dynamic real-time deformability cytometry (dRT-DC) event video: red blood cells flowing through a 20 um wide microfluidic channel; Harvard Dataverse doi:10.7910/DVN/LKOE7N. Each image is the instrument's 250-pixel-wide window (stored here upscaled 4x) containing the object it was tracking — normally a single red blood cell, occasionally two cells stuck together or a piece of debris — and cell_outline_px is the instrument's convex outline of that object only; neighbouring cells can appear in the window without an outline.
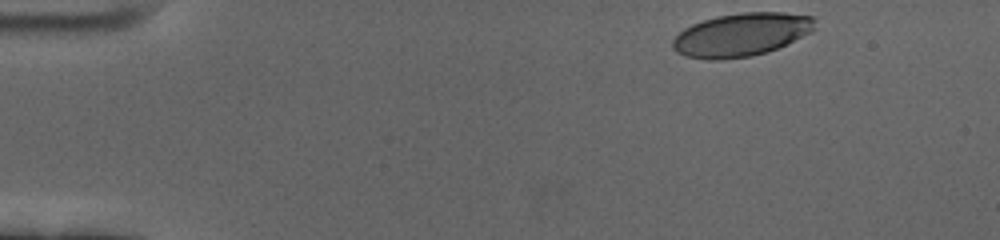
{"species": "human", "species_latin": "Homo sapiens", "temperature_condition": "cold", "stored_images_in_passage": 53, "camera_frame_rate_fps": 3000, "um_per_image_px": 0.085, "donor": {"sex": "female"}, "frame": {"image": 1, "passage_image": 1, "time_ms": 0.0, "image_size_px": [1000, 240], "cell_outline_px": [[816, 28], [812, 32], [768, 52], [752, 56], [716, 60], [708, 60], [684, 56], [676, 52], [672, 48], [672, 40], [684, 28], [692, 24], [716, 16], [740, 12], [784, 12], [816, 16]], "centroid_in_image_um": [63.04, 2.94], "position_along_channel_um": 22.0, "area_um2": 36.24}}
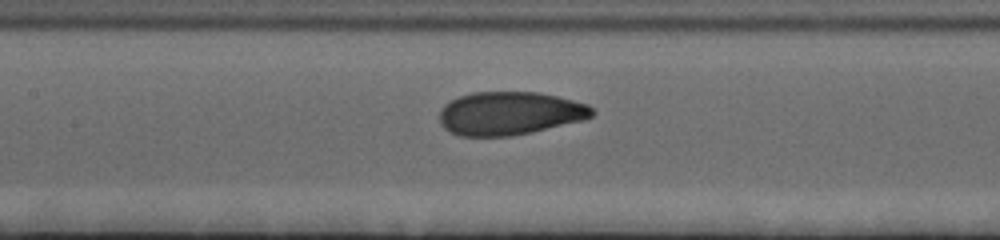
{"frame": {"image": 2, "passage_image": 22, "time_ms": 7.0, "image_size_px": [1000, 240], "cell_outline_px": [[596, 112], [592, 116], [584, 120], [532, 132], [512, 136], [460, 136], [444, 128], [440, 124], [440, 112], [444, 104], [460, 96], [472, 92], [540, 92], [588, 104]], "centroid_in_image_um": [43.34, 9.63], "position_along_channel_um": 164.1, "area_um2": 38.55}}
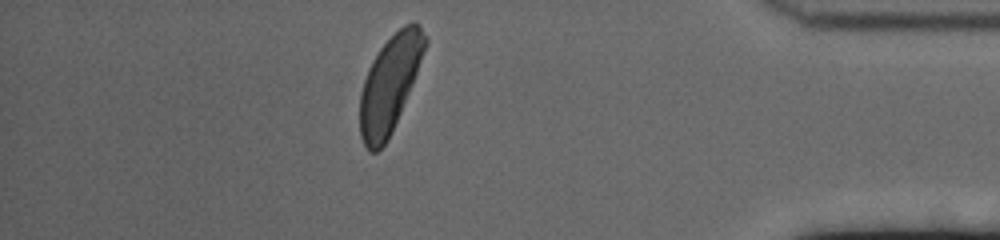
{"frame": {"image": 3, "passage_image": 46, "time_ms": 15.0, "image_size_px": [1000, 240], "cell_outline_px": [[428, 44], [400, 112], [388, 140], [376, 152], [368, 152], [360, 136], [360, 92], [368, 68], [372, 60], [380, 48], [404, 24], [412, 20], [420, 24], [428, 36]], "centroid_in_image_um": [33.14, 7.1], "position_along_channel_um": 402.1, "area_um2": 36.36}, "authors_computed_cell_mechanics": {"area_um2": 37.0498, "velocity_mm_per_s": 3.415, "shape_relaxation_time_tau1_ms": 2.5671, "shape_relaxation_time_tau2_ms": 1.0133, "deformation_change_tau1": 0.1537, "deformation_change_tau2": 0.0605}}